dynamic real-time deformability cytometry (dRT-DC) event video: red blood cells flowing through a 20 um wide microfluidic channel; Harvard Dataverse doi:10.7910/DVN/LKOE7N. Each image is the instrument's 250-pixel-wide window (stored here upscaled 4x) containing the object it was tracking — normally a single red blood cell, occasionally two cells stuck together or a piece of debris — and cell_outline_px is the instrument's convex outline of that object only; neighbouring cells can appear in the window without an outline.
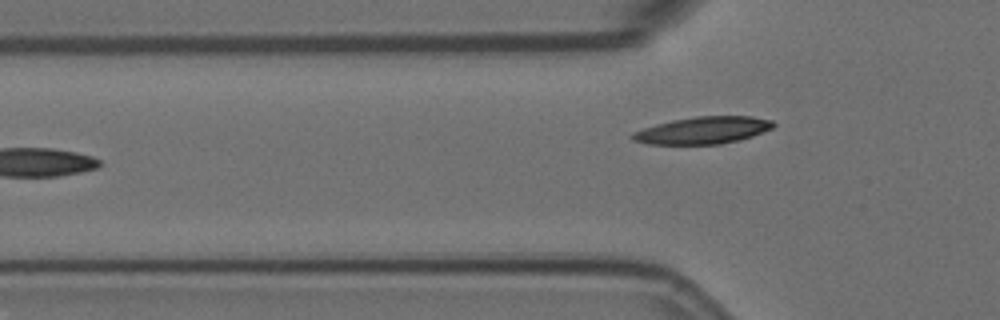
{"species": "Egyptian fruit bat (a non-hibernating species)", "species_latin": "Rousettus aegyptiacus", "temperature_condition": "room temperature", "stored_images_in_passage": 7, "camera_frame_rate_fps": 3000, "um_per_image_px": 0.085, "animal": {"sex": "female"}, "frame": {"image": 1, "passage_image": 7, "time_ms": 2.0, "image_size_px": [1000, 320], "cell_outline_px": [[776, 124], [772, 128], [752, 136], [740, 140], [720, 144], [648, 144], [632, 140], [628, 136], [632, 132], [656, 124], [672, 120], [696, 116], [752, 116], [772, 120]], "centroid_in_image_um": [59.73, 11.07], "position_along_channel_um": 66.1, "area_um2": 22.37}}